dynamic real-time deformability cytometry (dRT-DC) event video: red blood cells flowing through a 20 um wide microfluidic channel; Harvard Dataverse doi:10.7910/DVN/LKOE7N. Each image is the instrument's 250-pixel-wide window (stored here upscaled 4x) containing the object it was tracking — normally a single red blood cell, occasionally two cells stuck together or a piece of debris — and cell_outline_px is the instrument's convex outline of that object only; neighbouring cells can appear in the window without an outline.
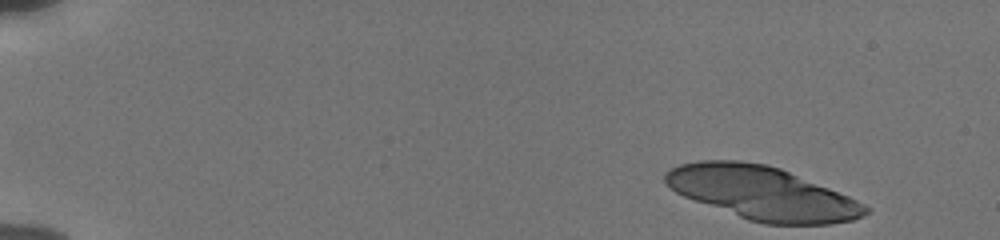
{"species": "human", "species_latin": "Homo sapiens", "temperature_condition": "cold", "stored_images_in_passage": 15, "camera_frame_rate_fps": 3000, "um_per_image_px": 0.085, "donor": {"sex": "male"}, "frame": {"image": 1, "passage_image": 1, "time_ms": 0.0, "image_size_px": [1000, 240], "cell_outline_px": [[872, 212], [864, 216], [852, 220], [832, 224], [764, 224], [748, 220], [684, 196], [676, 192], [664, 180], [664, 172], [680, 164], [700, 160], [740, 160], [768, 164], [780, 168], [848, 196], [872, 208]], "centroid_in_image_um": [64.81, 16.41], "position_along_channel_um": 20.2, "area_um2": 61.9}}